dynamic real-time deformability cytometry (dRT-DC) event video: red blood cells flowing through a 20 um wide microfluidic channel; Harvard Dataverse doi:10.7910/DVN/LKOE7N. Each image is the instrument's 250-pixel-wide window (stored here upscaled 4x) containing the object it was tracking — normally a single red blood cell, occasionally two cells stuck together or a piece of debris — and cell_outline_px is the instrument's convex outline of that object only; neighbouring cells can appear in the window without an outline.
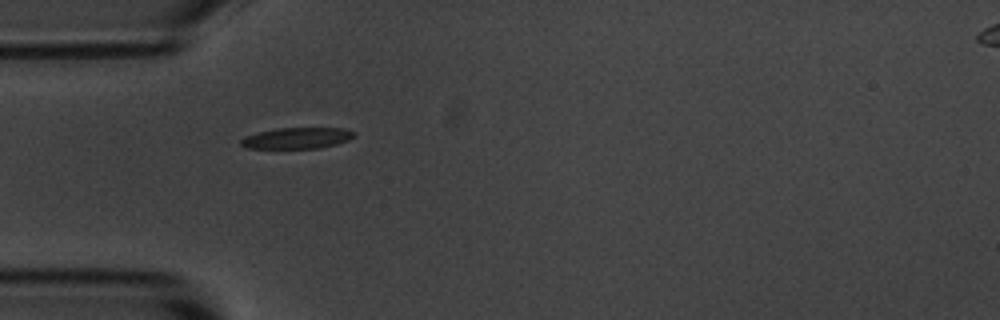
{"species": "common noctule bat (a hibernating species)", "species_latin": "Nyctalus noctula", "temperature_condition": "room temperature", "stored_images_in_passage": 1, "camera_frame_rate_fps": 3000, "um_per_image_px": 0.085, "animal": {"sex": "male", "body_mass_g": 20.1, "forearm_length_mm": 53.5}, "frame": {"image": 1, "passage_image": 1, "time_ms": 0.0, "image_size_px": [1000, 320], "cell_outline_px": [[356, 136], [348, 140], [336, 144], [320, 148], [244, 148], [240, 144], [240, 140], [244, 136], [276, 128], [344, 128], [352, 132]], "centroid_in_image_um": [25.22, 11.74], "position_along_channel_um": 59.8, "area_um2": 13.87}}